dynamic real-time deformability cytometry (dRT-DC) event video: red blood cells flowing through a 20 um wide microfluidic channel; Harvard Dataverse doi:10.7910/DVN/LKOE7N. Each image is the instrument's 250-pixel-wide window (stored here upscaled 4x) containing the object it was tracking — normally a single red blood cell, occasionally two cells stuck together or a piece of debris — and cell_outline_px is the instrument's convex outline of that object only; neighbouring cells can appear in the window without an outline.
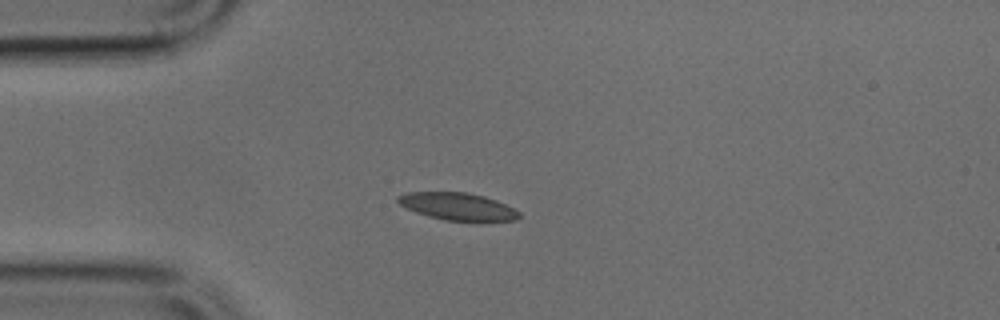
{"species": "common noctule bat (a hibernating species)", "species_latin": "Nyctalus noctula", "temperature_condition": "cold", "stored_images_in_passage": 35, "camera_frame_rate_fps": 3000, "um_per_image_px": 0.085, "animal": {"sex": "male", "body_mass_g": 17.9, "forearm_length_mm": 54.2}, "frame": {"image": 1, "passage_image": 1, "time_ms": 0.0, "image_size_px": [1000, 320], "cell_outline_px": [[520, 216], [516, 220], [480, 224], [476, 224], [444, 220], [428, 216], [416, 212], [400, 204], [396, 200], [396, 196], [408, 192], [464, 192], [484, 196], [496, 200], [520, 212]], "centroid_in_image_um": [38.97, 17.6], "position_along_channel_um": 46.0, "area_um2": 20.06}}
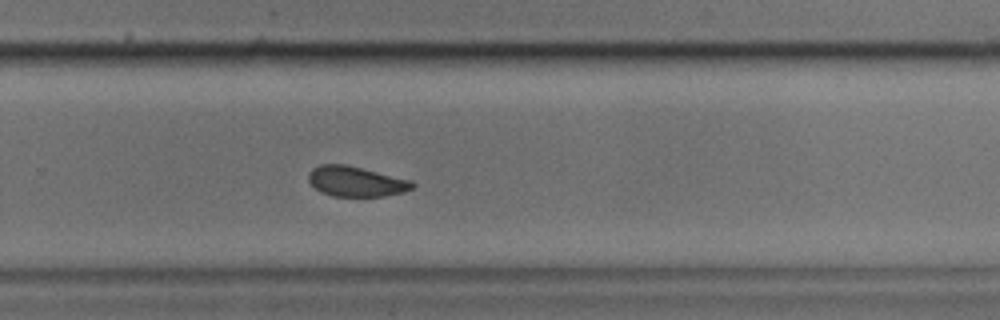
{"frame": {"image": 2, "passage_image": 21, "time_ms": 6.667, "image_size_px": [1000, 320], "cell_outline_px": [[416, 184], [412, 188], [404, 192], [384, 196], [332, 196], [320, 192], [308, 180], [308, 172], [312, 168], [320, 164], [344, 164], [412, 180]], "centroid_in_image_um": [30.25, 15.42], "position_along_channel_um": 299.6, "area_um2": 18.26}}
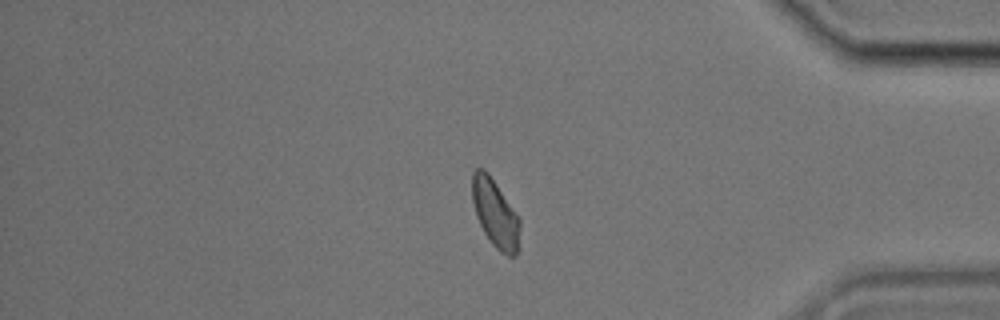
{"frame": {"image": 3, "passage_image": 30, "time_ms": 9.667, "image_size_px": [1000, 320], "cell_outline_px": [[520, 228], [516, 256], [508, 256], [500, 252], [492, 244], [484, 232], [476, 216], [472, 200], [472, 172], [476, 168], [484, 168], [488, 172], [520, 220]], "centroid_in_image_um": [42.07, 18.13], "position_along_channel_um": 393.1, "area_um2": 18.67}}